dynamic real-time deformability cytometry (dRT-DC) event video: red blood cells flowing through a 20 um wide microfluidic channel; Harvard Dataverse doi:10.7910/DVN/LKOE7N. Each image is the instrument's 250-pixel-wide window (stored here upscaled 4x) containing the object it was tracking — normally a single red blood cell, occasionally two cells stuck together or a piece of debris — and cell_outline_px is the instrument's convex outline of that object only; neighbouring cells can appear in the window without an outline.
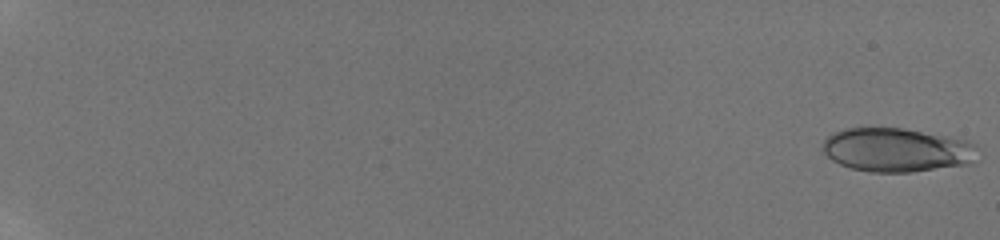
{"species": "human", "species_latin": "Homo sapiens", "temperature_condition": "room temperature", "stored_images_in_passage": 25, "camera_frame_rate_fps": 3000, "um_per_image_px": 0.085, "donor": {"sex": "male"}, "frame": {"image": 1, "passage_image": 1, "time_ms": 0.0, "image_size_px": [1000, 240], "cell_outline_px": [[976, 144], [964, 164], [912, 172], [868, 172], [848, 168], [832, 160], [824, 152], [824, 140], [832, 132], [844, 128], [904, 128], [948, 136], [964, 140]], "centroid_in_image_um": [76.08, 12.73], "position_along_channel_um": 8.9, "area_um2": 38.84}}
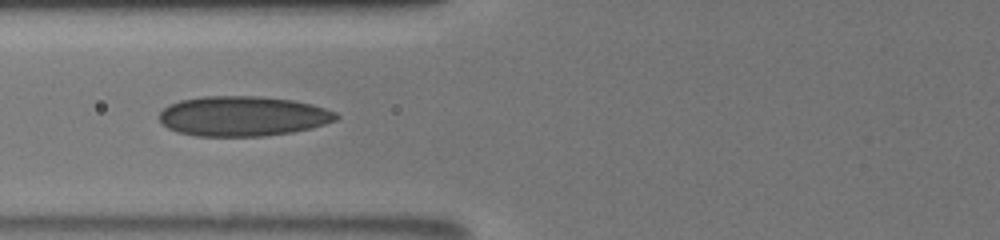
{"frame": {"image": 2, "passage_image": 18, "time_ms": 8.667, "image_size_px": [1000, 240], "cell_outline_px": [[340, 116], [336, 120], [312, 128], [292, 132], [264, 136], [196, 136], [176, 132], [160, 124], [160, 112], [168, 104], [180, 100], [204, 96], [256, 96], [292, 100], [312, 104], [336, 112]], "centroid_in_image_um": [20.62, 9.87], "position_along_channel_um": 105.2, "area_um2": 41.38}}
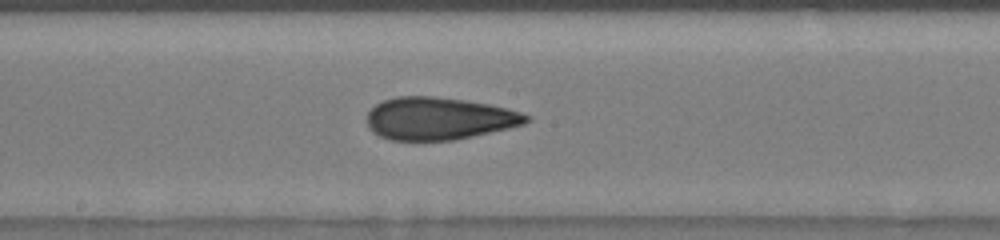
{"frame": {"image": 3, "passage_image": 25, "time_ms": 11.333, "image_size_px": [1000, 240], "cell_outline_px": [[528, 120], [524, 124], [508, 128], [456, 140], [392, 140], [380, 136], [372, 132], [368, 128], [368, 112], [376, 104], [384, 100], [396, 96], [432, 96], [464, 100], [488, 104], [508, 108], [520, 112], [528, 116]], "centroid_in_image_um": [37.28, 10.07], "position_along_channel_um": 210.9, "area_um2": 39.25}}